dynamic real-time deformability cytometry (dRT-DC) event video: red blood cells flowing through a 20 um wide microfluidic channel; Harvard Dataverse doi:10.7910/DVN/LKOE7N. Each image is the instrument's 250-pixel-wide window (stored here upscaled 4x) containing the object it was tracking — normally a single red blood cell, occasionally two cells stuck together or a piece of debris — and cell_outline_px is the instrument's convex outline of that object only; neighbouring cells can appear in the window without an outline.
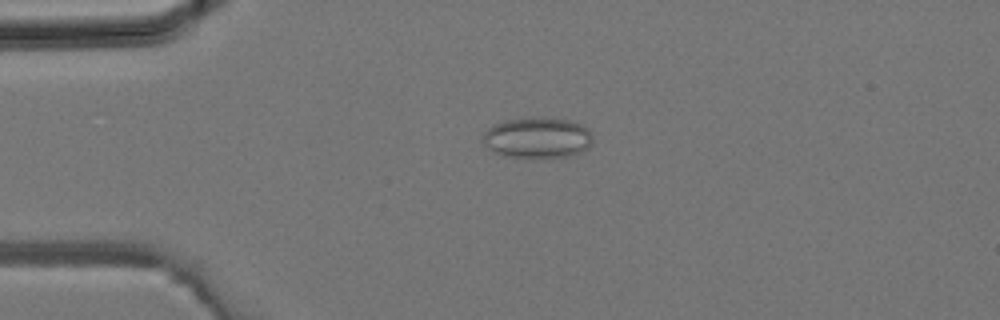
{"species": "common noctule bat (a hibernating species)", "species_latin": "Nyctalus noctula", "temperature_condition": "room temperature", "stored_images_in_passage": 2, "camera_frame_rate_fps": 3000, "um_per_image_px": 0.085, "animal": {"sex": "male", "body_mass_g": 19.2, "forearm_length_mm": 51.8}, "frame": {"image": 1, "passage_image": 2, "time_ms": 0.333, "image_size_px": [1000, 320], "cell_outline_px": [[592, 140], [588, 148], [572, 156], [504, 156], [488, 148], [484, 144], [484, 132], [488, 128], [496, 124], [508, 120], [528, 116], [568, 120], [580, 124], [588, 128], [592, 132]], "centroid_in_image_um": [45.71, 11.68], "position_along_channel_um": 39.3, "area_um2": 25.78}}